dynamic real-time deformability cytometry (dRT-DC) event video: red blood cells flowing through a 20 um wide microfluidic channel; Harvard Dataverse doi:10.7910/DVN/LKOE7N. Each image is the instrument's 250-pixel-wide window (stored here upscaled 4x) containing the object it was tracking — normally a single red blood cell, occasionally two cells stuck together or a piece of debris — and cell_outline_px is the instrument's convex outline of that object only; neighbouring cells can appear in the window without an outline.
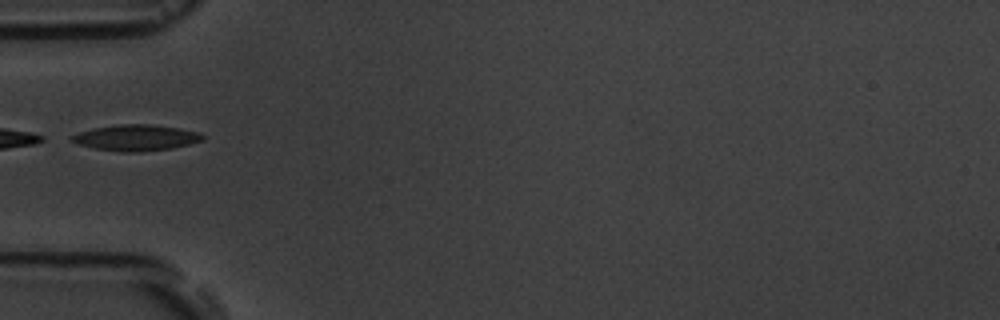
{"species": "common noctule bat (a hibernating species)", "species_latin": "Nyctalus noctula", "temperature_condition": "room temperature", "stored_images_in_passage": 5, "camera_frame_rate_fps": 3000, "um_per_image_px": 0.085, "animal": {"sex": "male", "body_mass_g": 19.5, "forearm_length_mm": 54.6}, "frame": {"image": 1, "passage_image": 5, "time_ms": 4.667, "image_size_px": [1000, 320], "cell_outline_px": [[204, 140], [172, 148], [140, 152], [124, 152], [92, 148], [80, 144], [72, 140], [68, 136], [92, 128], [116, 124], [148, 124], [180, 128], [200, 132], [204, 136]], "centroid_in_image_um": [11.56, 11.7], "position_along_channel_um": 73.4, "area_um2": 19.88}}